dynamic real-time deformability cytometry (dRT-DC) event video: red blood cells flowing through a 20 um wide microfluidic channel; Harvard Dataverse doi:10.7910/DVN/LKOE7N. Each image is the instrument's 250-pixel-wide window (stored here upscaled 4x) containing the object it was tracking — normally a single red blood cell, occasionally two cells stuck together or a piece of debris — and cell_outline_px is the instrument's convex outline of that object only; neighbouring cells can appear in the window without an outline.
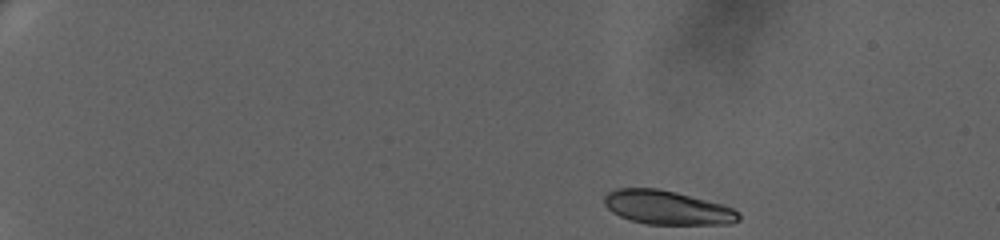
{"species": "human", "species_latin": "Homo sapiens", "temperature_condition": "warm", "stored_images_in_passage": 57, "camera_frame_rate_fps": 3000, "um_per_image_px": 0.085, "donor": {"sex": "female"}, "frame": {"image": 1, "passage_image": 1, "time_ms": 0.0, "image_size_px": [1000, 240], "cell_outline_px": [[740, 220], [732, 224], [648, 224], [628, 220], [612, 212], [604, 204], [604, 196], [608, 192], [616, 188], [656, 188], [676, 192], [720, 204], [732, 208], [740, 212]], "centroid_in_image_um": [56.7, 17.65], "position_along_channel_um": 28.3, "area_um2": 26.53}}
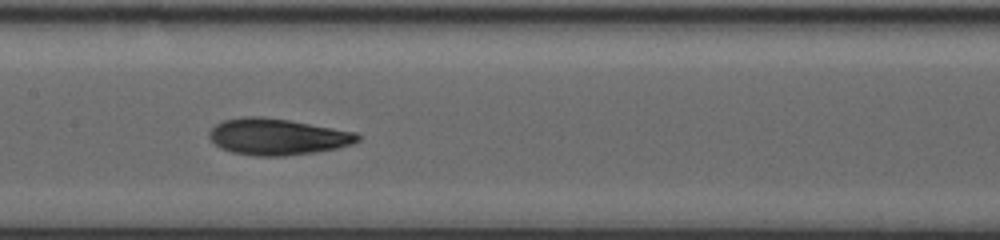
{"frame": {"image": 2, "passage_image": 28, "time_ms": 9.0, "image_size_px": [1000, 240], "cell_outline_px": [[360, 140], [352, 144], [336, 148], [316, 152], [284, 156], [252, 156], [232, 152], [220, 148], [208, 136], [208, 132], [216, 124], [224, 120], [244, 116], [264, 116], [288, 120], [356, 132], [360, 136]], "centroid_in_image_um": [23.56, 11.62], "position_along_channel_um": 183.8, "area_um2": 31.5}}
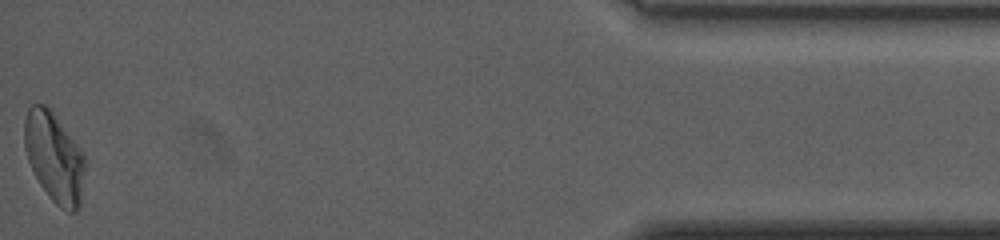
{"frame": {"image": 3, "passage_image": 57, "time_ms": 18.667, "image_size_px": [1000, 240], "cell_outline_px": [[84, 168], [80, 208], [76, 212], [68, 212], [60, 208], [48, 196], [40, 184], [28, 160], [24, 148], [24, 120], [28, 108], [32, 104], [44, 104], [52, 108], [80, 148], [84, 156]], "centroid_in_image_um": [4.6, 13.34], "position_along_channel_um": 430.6, "area_um2": 31.96}, "authors_computed_cell_mechanics": {"area_um2": 30.2872, "velocity_mm_per_s": 3.234, "shape_relaxation_time_tau1_ms": 6.3224, "shape_relaxation_time_tau2_ms": 1.9748, "deformation_change_tau1": 0.198, "deformation_change_tau2": 0.067}}